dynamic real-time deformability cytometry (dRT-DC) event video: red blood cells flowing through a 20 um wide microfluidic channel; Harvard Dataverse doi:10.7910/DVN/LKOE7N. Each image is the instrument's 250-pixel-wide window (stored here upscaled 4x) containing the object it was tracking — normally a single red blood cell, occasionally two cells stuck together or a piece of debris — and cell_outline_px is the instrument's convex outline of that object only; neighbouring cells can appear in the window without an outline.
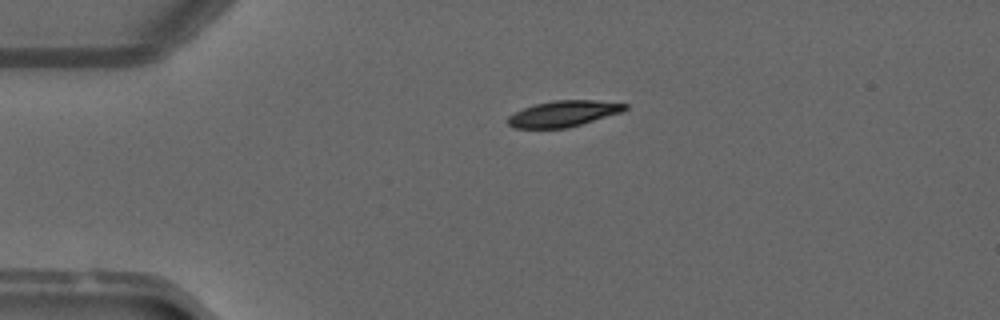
{"species": "common noctule bat (a hibernating species)", "species_latin": "Nyctalus noctula", "temperature_condition": "warm", "stored_images_in_passage": 35, "camera_frame_rate_fps": 3000, "um_per_image_px": 0.085, "animal": {"sex": "male", "forearm_length_mm": 52.5}, "frame": {"image": 1, "passage_image": 1, "time_ms": 0.0, "image_size_px": [1000, 320], "cell_outline_px": [[628, 108], [620, 112], [568, 128], [516, 128], [508, 124], [508, 116], [524, 108], [536, 104], [552, 100], [596, 100], [628, 104]], "centroid_in_image_um": [47.9, 9.65], "position_along_channel_um": 37.1, "area_um2": 17.51}}
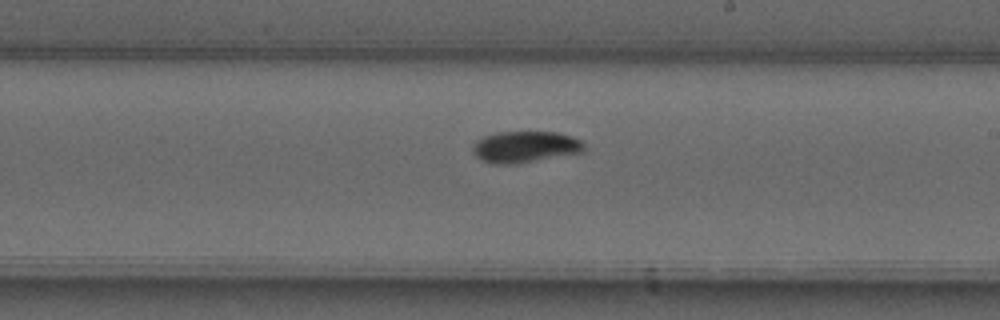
{"frame": {"image": 2, "passage_image": 19, "time_ms": 6.0, "image_size_px": [1000, 320], "cell_outline_px": [[584, 152], [516, 164], [492, 164], [480, 160], [472, 152], [472, 144], [476, 140], [484, 136], [496, 132], [556, 132], [572, 136], [580, 140], [584, 144]], "centroid_in_image_um": [44.6, 12.49], "position_along_channel_um": 244.4, "area_um2": 20.63}}
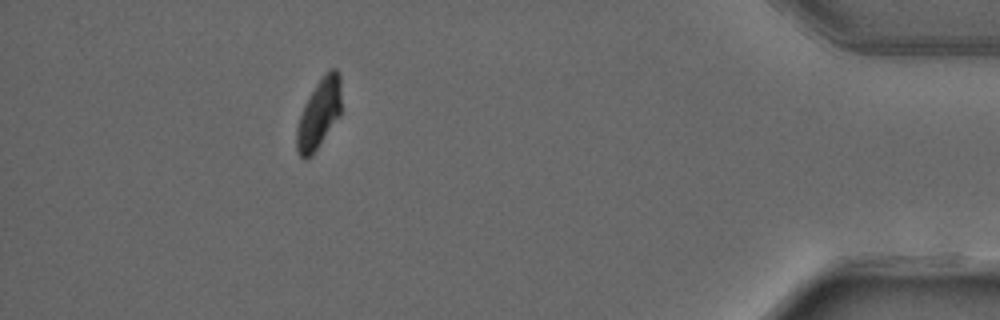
{"frame": {"image": 3, "passage_image": 35, "time_ms": 11.333, "image_size_px": [1000, 320], "cell_outline_px": [[340, 116], [312, 156], [304, 160], [300, 156], [296, 148], [296, 128], [304, 104], [316, 84], [328, 68], [336, 68], [340, 72]], "centroid_in_image_um": [27.11, 9.66], "position_along_channel_um": 408.1, "area_um2": 18.21}, "authors_computed_cell_mechanics": {"area_um2": 19.941, "velocity_mm_per_s": 4.076, "shape_relaxation_time_tau1_ms": 2.9353, "shape_relaxation_time_tau2_ms": null, "deformation_change_tau1": 0.1586, "deformation_change_tau2": null}}